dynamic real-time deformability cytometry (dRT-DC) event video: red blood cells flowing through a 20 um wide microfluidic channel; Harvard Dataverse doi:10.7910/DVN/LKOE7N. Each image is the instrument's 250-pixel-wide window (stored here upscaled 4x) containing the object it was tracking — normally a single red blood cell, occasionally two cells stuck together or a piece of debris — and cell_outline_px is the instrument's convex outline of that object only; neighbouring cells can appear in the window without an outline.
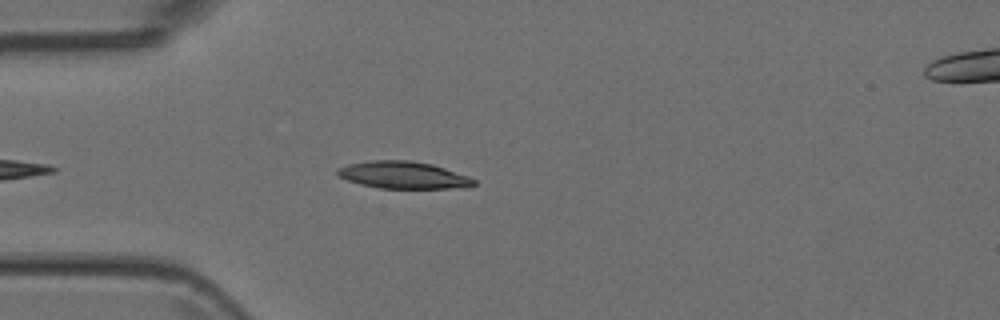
{"species": "Egyptian fruit bat (a non-hibernating species)", "species_latin": "Rousettus aegyptiacus", "temperature_condition": "room temperature", "stored_images_in_passage": 3, "camera_frame_rate_fps": 3000, "um_per_image_px": 0.085, "animal": {"sex": "female"}, "frame": {"image": 1, "passage_image": 3, "time_ms": 2.333, "image_size_px": [1000, 320], "cell_outline_px": [[476, 184], [468, 188], [380, 188], [360, 184], [348, 180], [340, 176], [336, 172], [336, 168], [348, 164], [372, 160], [408, 160], [432, 164], [468, 176], [476, 180]], "centroid_in_image_um": [34.3, 14.88], "position_along_channel_um": 50.7, "area_um2": 21.56}}